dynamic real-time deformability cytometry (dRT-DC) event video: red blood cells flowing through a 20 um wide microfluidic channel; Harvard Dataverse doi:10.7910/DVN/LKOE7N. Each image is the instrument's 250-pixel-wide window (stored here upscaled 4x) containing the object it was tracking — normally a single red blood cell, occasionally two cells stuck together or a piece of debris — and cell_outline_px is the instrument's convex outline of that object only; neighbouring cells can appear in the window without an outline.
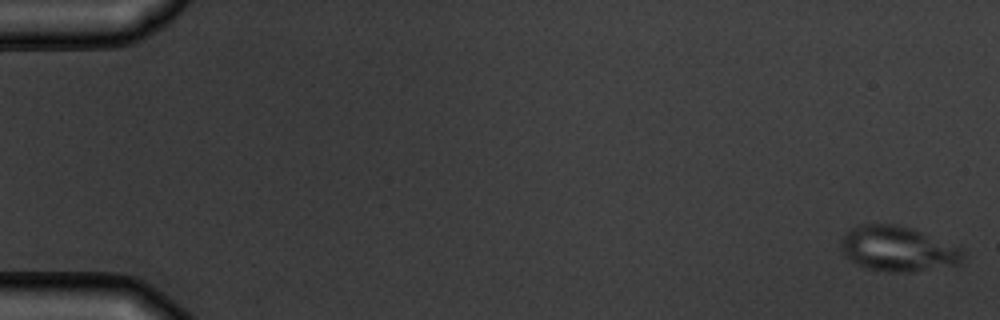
{"species": "common noctule bat (a hibernating species)", "species_latin": "Nyctalus noctula", "temperature_condition": "warm", "stored_images_in_passage": 6, "camera_frame_rate_fps": 3000, "um_per_image_px": 0.085, "animal": {"sex": "male", "body_mass_g": 19.5, "forearm_length_mm": 54.6}, "frame": {"image": 1, "passage_image": 1, "time_ms": 0.0, "image_size_px": [1000, 320], "cell_outline_px": [[964, 256], [960, 264], [908, 272], [888, 272], [868, 268], [844, 256], [840, 248], [840, 240], [852, 228], [860, 224], [896, 224], [912, 228], [964, 248]], "centroid_in_image_um": [76.34, 21.14], "position_along_channel_um": 8.7, "area_um2": 32.08}}